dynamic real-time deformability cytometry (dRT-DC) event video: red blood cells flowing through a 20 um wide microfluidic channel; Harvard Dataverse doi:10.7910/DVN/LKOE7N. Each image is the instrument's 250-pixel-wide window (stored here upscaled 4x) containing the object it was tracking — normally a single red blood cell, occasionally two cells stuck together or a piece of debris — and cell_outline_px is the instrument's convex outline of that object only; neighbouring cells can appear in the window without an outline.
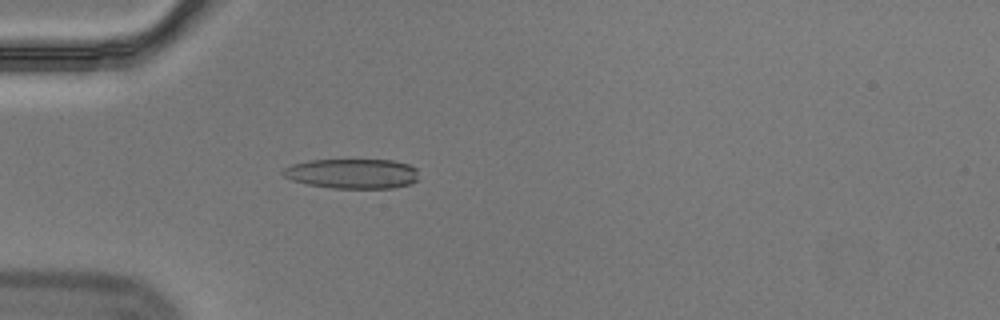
{"species": "Egyptian fruit bat (a non-hibernating species)", "species_latin": "Rousettus aegyptiacus", "temperature_condition": "cold", "stored_images_in_passage": 56, "camera_frame_rate_fps": 3000, "um_per_image_px": 0.085, "animal": {"sex": "male"}, "frame": {"image": 1, "passage_image": 16, "time_ms": 5.0, "image_size_px": [1000, 320], "cell_outline_px": [[416, 180], [408, 184], [392, 188], [332, 188], [308, 184], [292, 180], [284, 176], [280, 172], [284, 168], [292, 164], [308, 160], [392, 160], [408, 164], [416, 168]], "centroid_in_image_um": [29.9, 14.75], "position_along_channel_um": 55.1, "area_um2": 23.47}}
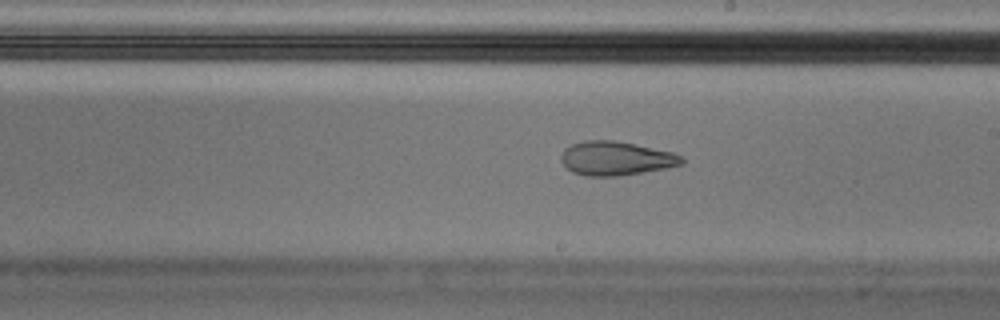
{"frame": {"image": 2, "passage_image": 32, "time_ms": 10.333, "image_size_px": [1000, 320], "cell_outline_px": [[684, 164], [664, 168], [616, 176], [584, 176], [572, 172], [560, 160], [560, 156], [564, 148], [572, 144], [584, 140], [612, 140], [672, 152], [680, 156], [684, 160]], "centroid_in_image_um": [52.29, 13.46], "position_along_channel_um": 236.7, "area_um2": 23.58}}
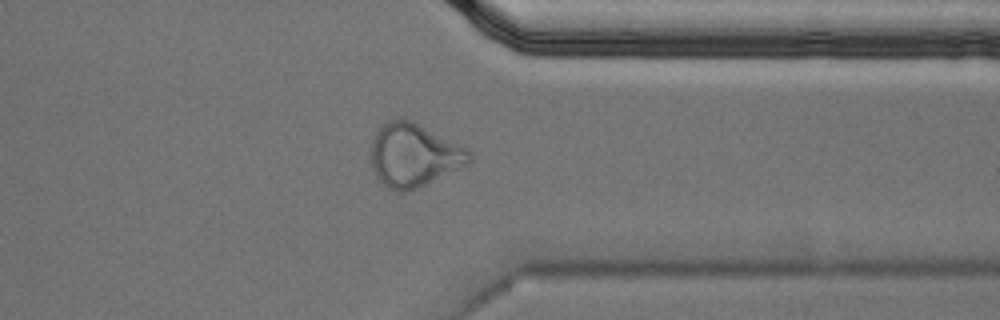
{"frame": {"image": 3, "passage_image": 44, "time_ms": 14.333, "image_size_px": [1000, 320], "cell_outline_px": [[472, 160], [468, 164], [416, 188], [404, 192], [396, 192], [388, 188], [376, 176], [372, 164], [368, 148], [376, 128], [388, 120], [400, 116], [412, 120], [468, 148], [472, 152]], "centroid_in_image_um": [35.13, 13.14], "position_along_channel_um": 376.3, "area_um2": 36.82}, "authors_computed_cell_mechanics": {"area_um2": 23.7847, "velocity_mm_per_s": 3.5488, "shape_relaxation_time_tau1_ms": null, "shape_relaxation_time_tau2_ms": 1.9511, "deformation_change_tau1": null, "deformation_change_tau2": 0.092}}